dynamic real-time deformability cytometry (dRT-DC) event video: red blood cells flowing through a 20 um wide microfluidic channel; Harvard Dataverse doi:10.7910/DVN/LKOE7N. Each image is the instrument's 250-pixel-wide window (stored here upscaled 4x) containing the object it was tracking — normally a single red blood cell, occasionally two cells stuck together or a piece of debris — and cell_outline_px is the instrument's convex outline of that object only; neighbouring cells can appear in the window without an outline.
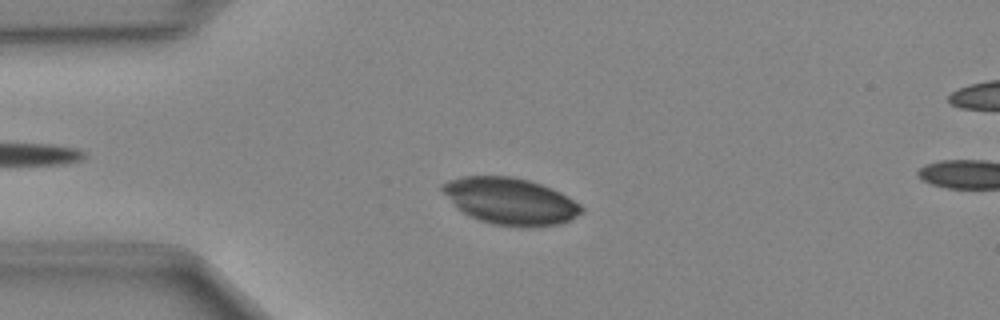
{"species": "Egyptian fruit bat (a non-hibernating species)", "species_latin": "Rousettus aegyptiacus", "temperature_condition": "cold", "stored_images_in_passage": 44, "camera_frame_rate_fps": 3000, "um_per_image_px": 0.085, "animal": {"sex": "female"}, "frame": {"image": 1, "passage_image": 11, "time_ms": 3.333, "image_size_px": [1000, 320], "cell_outline_px": [[584, 212], [560, 224], [520, 228], [492, 224], [480, 220], [464, 212], [440, 188], [440, 184], [448, 180], [464, 176], [512, 176], [528, 180], [540, 184], [560, 192], [568, 196], [580, 204], [584, 208]], "centroid_in_image_um": [43.42, 17.1], "position_along_channel_um": 41.6, "area_um2": 37.57}}
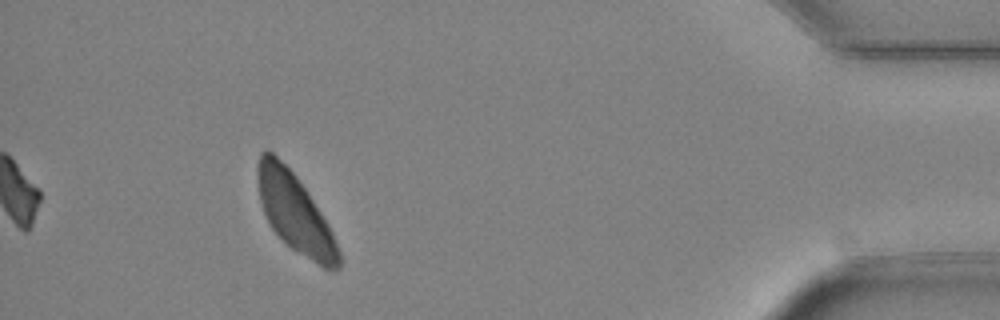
{"frame": {"image": 2, "passage_image": 44, "time_ms": 14.333, "image_size_px": [1000, 320], "cell_outline_px": [[340, 268], [332, 272], [324, 268], [292, 248], [272, 228], [264, 212], [260, 200], [256, 172], [256, 168], [260, 152], [272, 152], [296, 176], [308, 192], [328, 224], [332, 232], [340, 252]], "centroid_in_image_um": [25.08, 18.1], "position_along_channel_um": 410.1, "area_um2": 36.47}}